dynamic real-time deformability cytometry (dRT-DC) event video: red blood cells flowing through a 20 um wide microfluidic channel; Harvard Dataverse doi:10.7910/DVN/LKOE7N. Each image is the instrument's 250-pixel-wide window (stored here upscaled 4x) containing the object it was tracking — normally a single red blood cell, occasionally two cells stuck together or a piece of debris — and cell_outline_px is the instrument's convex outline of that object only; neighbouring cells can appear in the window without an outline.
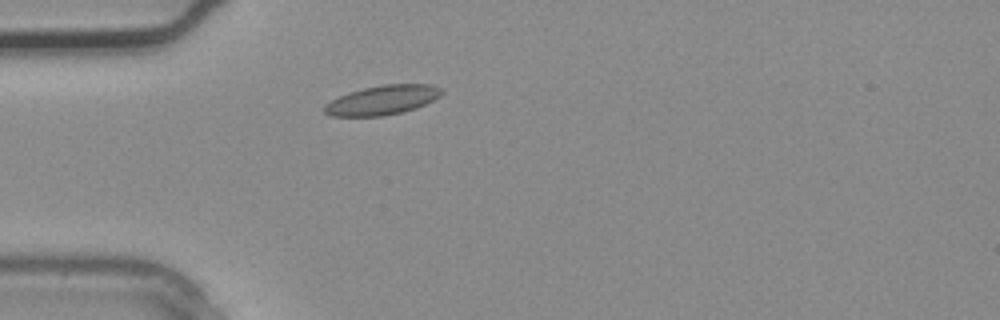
{"species": "common noctule bat (a hibernating species)", "species_latin": "Nyctalus noctula", "temperature_condition": "warm", "stored_images_in_passage": 1, "camera_frame_rate_fps": 3000, "um_per_image_px": 0.085, "animal": {"sex": "male", "body_mass_g": 20.4}, "frame": {"image": 1, "passage_image": 1, "time_ms": 0.0, "image_size_px": [1000, 320], "cell_outline_px": [[444, 92], [440, 96], [416, 108], [384, 116], [328, 116], [324, 112], [324, 104], [340, 96], [364, 88], [384, 84], [432, 84], [444, 88]], "centroid_in_image_um": [32.53, 8.5], "position_along_channel_um": 52.5, "area_um2": 20.0}}